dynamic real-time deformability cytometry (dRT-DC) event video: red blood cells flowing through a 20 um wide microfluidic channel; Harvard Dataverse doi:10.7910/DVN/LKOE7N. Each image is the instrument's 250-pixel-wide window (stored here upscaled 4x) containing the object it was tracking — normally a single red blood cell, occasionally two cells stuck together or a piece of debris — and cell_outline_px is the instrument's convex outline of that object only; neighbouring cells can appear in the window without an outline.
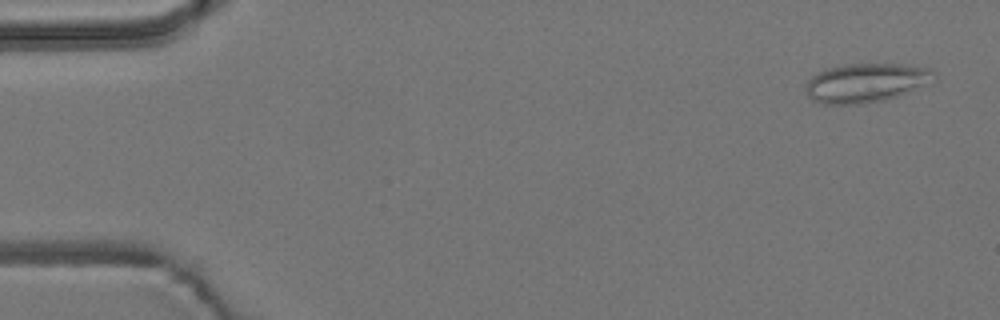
{"species": "common noctule bat (a hibernating species)", "species_latin": "Nyctalus noctula", "temperature_condition": "room temperature", "stored_images_in_passage": 7, "camera_frame_rate_fps": 3000, "um_per_image_px": 0.085, "animal": {"sex": "male", "body_mass_g": 19.2, "forearm_length_mm": 51.8}, "frame": {"image": 1, "passage_image": 1, "time_ms": 0.0, "image_size_px": [1000, 320], "cell_outline_px": [[936, 76], [896, 96], [884, 100], [860, 104], [820, 104], [812, 100], [808, 96], [804, 88], [808, 80], [812, 76], [824, 68], [844, 64], [900, 64], [928, 68]], "centroid_in_image_um": [73.44, 7.03], "position_along_channel_um": 11.6, "area_um2": 28.61}}
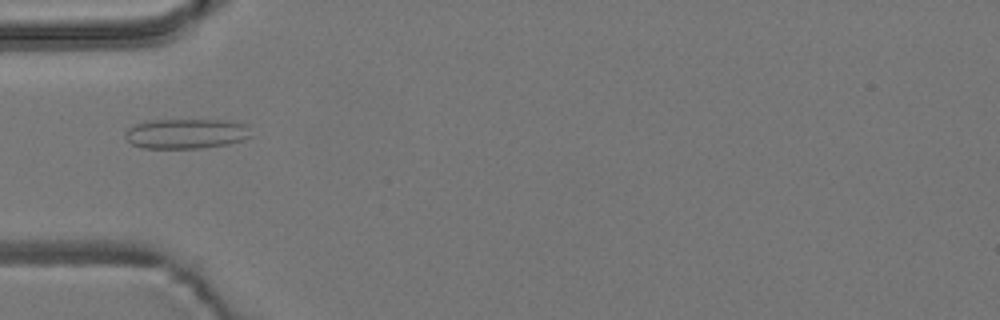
{"frame": {"image": 2, "passage_image": 5, "time_ms": 1.333, "image_size_px": [1000, 320], "cell_outline_px": [[252, 136], [244, 140], [228, 144], [200, 148], [144, 148], [132, 144], [124, 136], [124, 132], [128, 128], [136, 124], [148, 120], [236, 120], [244, 124]], "centroid_in_image_um": [15.83, 11.35], "position_along_channel_um": 69.2, "area_um2": 22.08}}
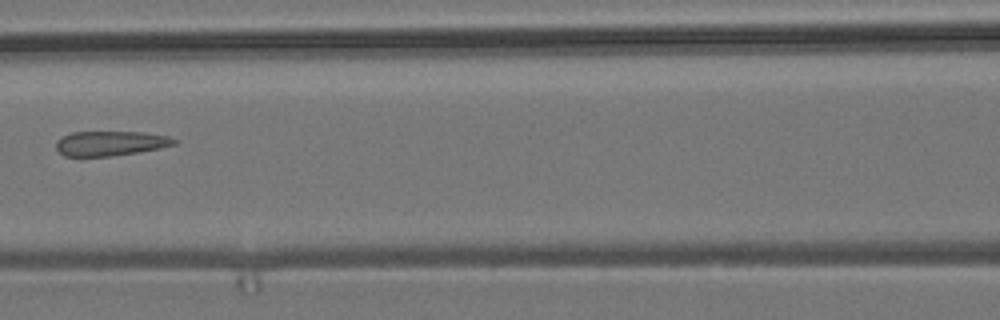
{"frame": {"image": 3, "passage_image": 7, "time_ms": 2.0, "image_size_px": [1000, 320], "cell_outline_px": [[176, 144], [136, 152], [112, 156], [64, 156], [56, 148], [56, 140], [72, 132], [144, 132], [168, 136], [176, 140]], "centroid_in_image_um": [9.35, 12.18], "position_along_channel_um": 157.3, "area_um2": 16.76}}